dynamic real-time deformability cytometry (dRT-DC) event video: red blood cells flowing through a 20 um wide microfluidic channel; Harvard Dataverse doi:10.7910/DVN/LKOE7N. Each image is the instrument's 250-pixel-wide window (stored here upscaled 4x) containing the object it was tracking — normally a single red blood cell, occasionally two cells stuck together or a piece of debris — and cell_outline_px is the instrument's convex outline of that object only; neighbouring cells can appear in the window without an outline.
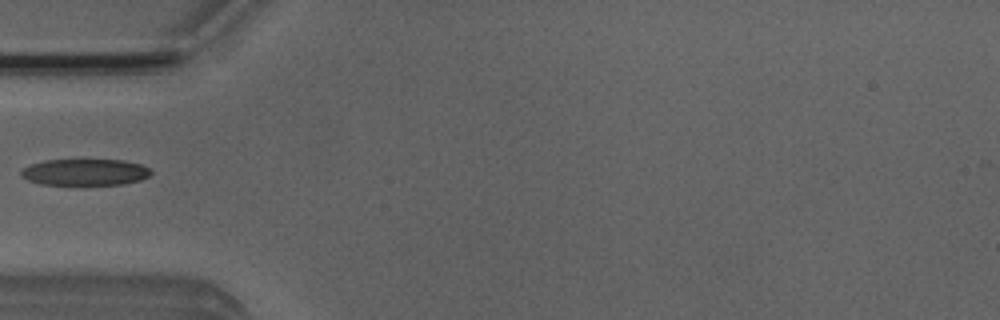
{"species": "Egyptian fruit bat (a non-hibernating species)", "species_latin": "Rousettus aegyptiacus", "temperature_condition": "room temperature", "stored_images_in_passage": 4, "camera_frame_rate_fps": 3000, "um_per_image_px": 0.085, "animal": {"sex": "male"}, "frame": {"image": 1, "passage_image": 3, "time_ms": 0.667, "image_size_px": [1000, 320], "cell_outline_px": [[152, 172], [148, 176], [140, 180], [124, 184], [84, 188], [80, 188], [40, 184], [28, 180], [20, 176], [20, 172], [24, 168], [32, 164], [44, 160], [80, 156], [124, 160], [140, 164], [148, 168]], "centroid_in_image_um": [7.19, 14.63], "position_along_channel_um": 77.8, "area_um2": 22.25}}